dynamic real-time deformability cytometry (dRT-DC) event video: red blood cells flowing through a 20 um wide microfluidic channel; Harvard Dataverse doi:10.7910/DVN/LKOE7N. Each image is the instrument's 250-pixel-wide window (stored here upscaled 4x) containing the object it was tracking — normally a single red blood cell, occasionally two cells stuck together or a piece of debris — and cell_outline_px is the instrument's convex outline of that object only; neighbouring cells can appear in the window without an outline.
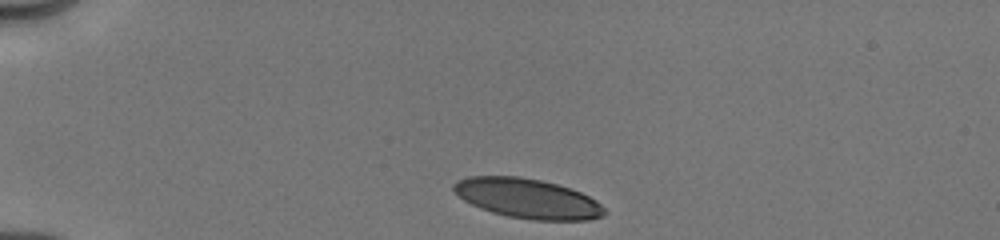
{"species": "human", "species_latin": "Homo sapiens", "temperature_condition": "cold", "stored_images_in_passage": 7, "camera_frame_rate_fps": 3000, "um_per_image_px": 0.085, "donor": {"sex": "male"}, "frame": {"image": 1, "passage_image": 1, "time_ms": 0.0, "image_size_px": [1000, 240], "cell_outline_px": [[604, 212], [600, 216], [588, 220], [532, 220], [508, 216], [492, 212], [480, 208], [464, 200], [452, 188], [452, 184], [456, 180], [468, 176], [520, 176], [540, 180], [556, 184], [580, 192], [596, 200], [604, 208]], "centroid_in_image_um": [44.8, 16.86], "position_along_channel_um": 40.2, "area_um2": 34.62}}
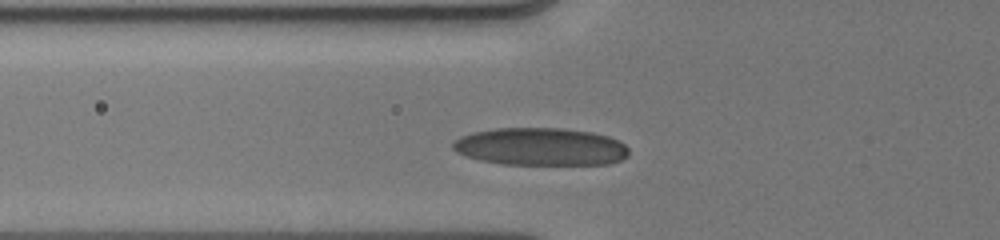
{"frame": {"image": 2, "passage_image": 5, "time_ms": 2.333, "image_size_px": [1000, 240], "cell_outline_px": [[628, 156], [620, 160], [608, 164], [500, 164], [480, 160], [464, 156], [456, 152], [452, 148], [452, 144], [460, 136], [472, 132], [496, 128], [564, 128], [592, 132], [608, 136], [624, 144], [628, 148]], "centroid_in_image_um": [45.92, 12.46], "position_along_channel_um": 79.9, "area_um2": 38.73}}
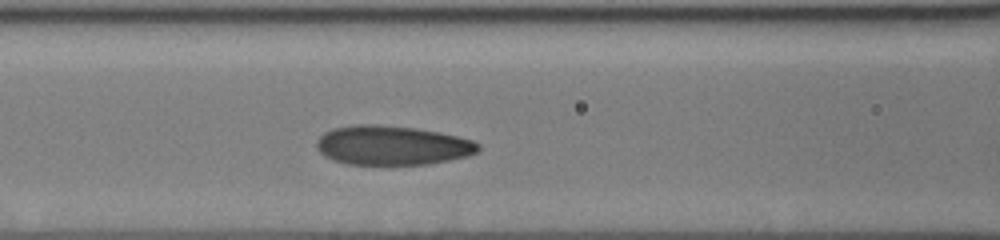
{"frame": {"image": 3, "passage_image": 7, "time_ms": 3.667, "image_size_px": [1000, 240], "cell_outline_px": [[480, 148], [476, 152], [468, 156], [428, 164], [348, 164], [332, 160], [324, 156], [316, 148], [316, 140], [324, 132], [332, 128], [352, 124], [376, 124], [416, 128], [456, 136], [472, 140], [480, 144]], "centroid_in_image_um": [33.28, 12.35], "position_along_channel_um": 133.3, "area_um2": 37.11}}